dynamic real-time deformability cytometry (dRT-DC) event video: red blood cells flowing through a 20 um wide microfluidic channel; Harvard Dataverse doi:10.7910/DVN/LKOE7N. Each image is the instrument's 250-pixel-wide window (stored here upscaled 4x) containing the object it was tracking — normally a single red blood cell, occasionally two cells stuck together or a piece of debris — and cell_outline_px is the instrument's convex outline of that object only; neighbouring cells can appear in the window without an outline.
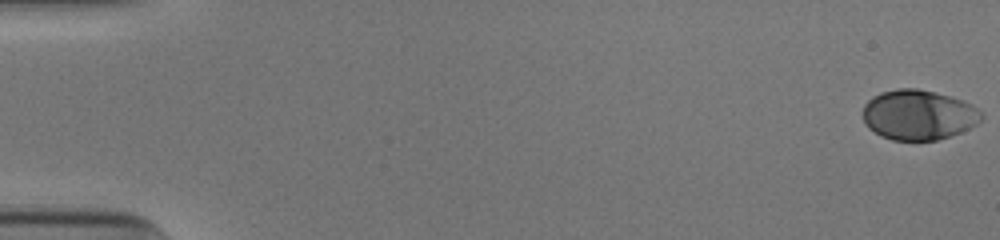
{"species": "human", "species_latin": "Homo sapiens", "temperature_condition": "cold", "stored_images_in_passage": 53, "camera_frame_rate_fps": 3000, "um_per_image_px": 0.085, "donor": {"sex": "male"}, "frame": {"image": 1, "passage_image": 1, "time_ms": 0.0, "image_size_px": [1000, 240], "cell_outline_px": [[984, 116], [976, 124], [960, 132], [936, 140], [892, 140], [880, 136], [868, 128], [864, 124], [864, 104], [872, 96], [880, 92], [896, 88], [916, 88], [936, 92], [952, 96], [964, 100], [972, 104], [984, 112]], "centroid_in_image_um": [78.07, 9.74], "position_along_channel_um": 6.9, "area_um2": 34.91}}
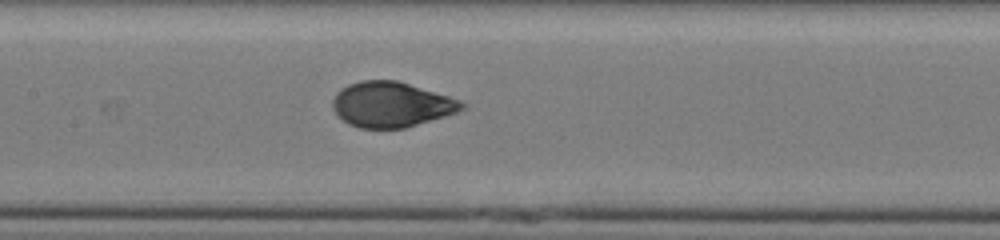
{"frame": {"image": 2, "passage_image": 27, "time_ms": 8.667, "image_size_px": [1000, 240], "cell_outline_px": [[468, 104], [464, 108], [456, 112], [444, 116], [404, 128], [360, 128], [348, 124], [332, 108], [332, 100], [336, 92], [348, 84], [360, 80], [396, 80], [448, 96], [460, 100]], "centroid_in_image_um": [33.24, 8.88], "position_along_channel_um": 174.2, "area_um2": 33.81}}
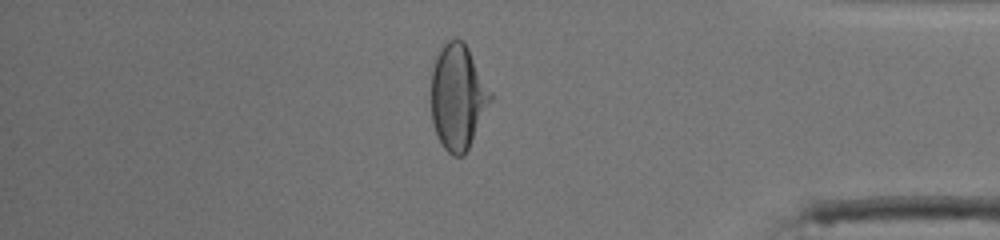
{"frame": {"image": 3, "passage_image": 46, "time_ms": 15.0, "image_size_px": [1000, 240], "cell_outline_px": [[492, 100], [464, 156], [452, 156], [444, 148], [436, 132], [432, 120], [432, 68], [436, 56], [440, 48], [448, 40], [456, 36], [468, 48], [492, 92]], "centroid_in_image_um": [38.92, 8.22], "position_along_channel_um": 396.3, "area_um2": 36.13}, "authors_computed_cell_mechanics": {"area_um2": 34.5066, "velocity_mm_per_s": 3.9193, "shape_relaxation_time_tau1_ms": 3.8521, "shape_relaxation_time_tau2_ms": null, "deformation_change_tau1": 0.1699, "deformation_change_tau2": null}}